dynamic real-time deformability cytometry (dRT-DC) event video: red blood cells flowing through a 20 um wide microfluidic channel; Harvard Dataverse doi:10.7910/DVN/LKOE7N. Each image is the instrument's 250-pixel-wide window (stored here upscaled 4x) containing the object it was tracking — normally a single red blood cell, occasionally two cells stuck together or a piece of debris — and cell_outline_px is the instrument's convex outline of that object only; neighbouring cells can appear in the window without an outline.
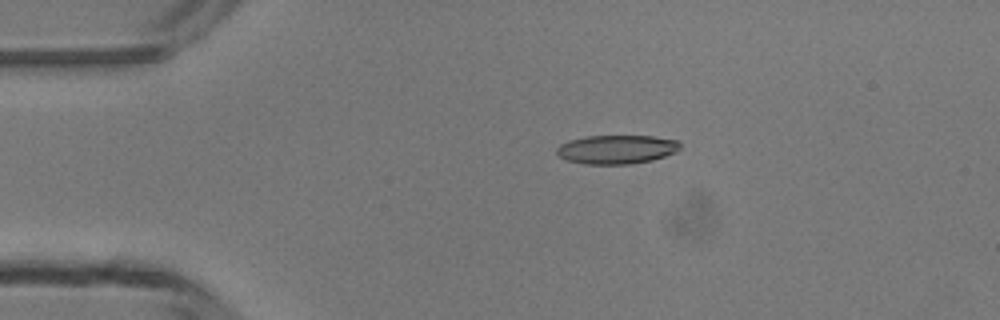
{"species": "common noctule bat (a hibernating species)", "species_latin": "Nyctalus noctula", "temperature_condition": "room temperature", "stored_images_in_passage": 4, "camera_frame_rate_fps": 3000, "um_per_image_px": 0.085, "animal": {"sex": "male", "body_mass_g": 13.3}, "frame": {"image": 1, "passage_image": 3, "time_ms": 2.333, "image_size_px": [1000, 320], "cell_outline_px": [[680, 148], [676, 152], [652, 160], [632, 164], [584, 164], [568, 160], [560, 156], [556, 152], [556, 148], [560, 144], [568, 140], [588, 136], [652, 136], [676, 140], [680, 144]], "centroid_in_image_um": [52.4, 12.7], "position_along_channel_um": 32.6, "area_um2": 20.69}}